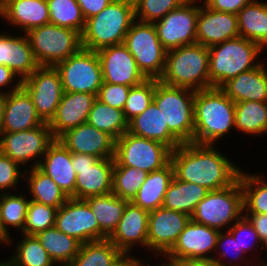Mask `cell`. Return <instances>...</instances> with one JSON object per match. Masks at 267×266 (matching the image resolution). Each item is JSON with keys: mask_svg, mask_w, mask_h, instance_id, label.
<instances>
[{"mask_svg": "<svg viewBox=\"0 0 267 266\" xmlns=\"http://www.w3.org/2000/svg\"><path fill=\"white\" fill-rule=\"evenodd\" d=\"M174 176L185 182H192L209 191L233 185L242 167L222 154L212 144L183 143L171 153Z\"/></svg>", "mask_w": 267, "mask_h": 266, "instance_id": "obj_1", "label": "cell"}, {"mask_svg": "<svg viewBox=\"0 0 267 266\" xmlns=\"http://www.w3.org/2000/svg\"><path fill=\"white\" fill-rule=\"evenodd\" d=\"M235 129V102L220 88L195 91L193 143L216 145Z\"/></svg>", "mask_w": 267, "mask_h": 266, "instance_id": "obj_2", "label": "cell"}, {"mask_svg": "<svg viewBox=\"0 0 267 266\" xmlns=\"http://www.w3.org/2000/svg\"><path fill=\"white\" fill-rule=\"evenodd\" d=\"M134 21L133 0H112L99 14L86 20L82 48L97 51L124 43Z\"/></svg>", "mask_w": 267, "mask_h": 266, "instance_id": "obj_3", "label": "cell"}, {"mask_svg": "<svg viewBox=\"0 0 267 266\" xmlns=\"http://www.w3.org/2000/svg\"><path fill=\"white\" fill-rule=\"evenodd\" d=\"M208 50L210 88H220L240 73L258 67L262 63L259 56L264 49L239 36L212 46Z\"/></svg>", "mask_w": 267, "mask_h": 266, "instance_id": "obj_4", "label": "cell"}, {"mask_svg": "<svg viewBox=\"0 0 267 266\" xmlns=\"http://www.w3.org/2000/svg\"><path fill=\"white\" fill-rule=\"evenodd\" d=\"M162 83L200 91L210 88L209 50L200 44L167 51Z\"/></svg>", "mask_w": 267, "mask_h": 266, "instance_id": "obj_5", "label": "cell"}, {"mask_svg": "<svg viewBox=\"0 0 267 266\" xmlns=\"http://www.w3.org/2000/svg\"><path fill=\"white\" fill-rule=\"evenodd\" d=\"M195 91L169 86L155 79L153 102L162 112L165 125L182 142H193Z\"/></svg>", "mask_w": 267, "mask_h": 266, "instance_id": "obj_6", "label": "cell"}, {"mask_svg": "<svg viewBox=\"0 0 267 266\" xmlns=\"http://www.w3.org/2000/svg\"><path fill=\"white\" fill-rule=\"evenodd\" d=\"M39 66H55L82 48L81 33L48 23L25 33Z\"/></svg>", "mask_w": 267, "mask_h": 266, "instance_id": "obj_7", "label": "cell"}, {"mask_svg": "<svg viewBox=\"0 0 267 266\" xmlns=\"http://www.w3.org/2000/svg\"><path fill=\"white\" fill-rule=\"evenodd\" d=\"M243 215V191L238 179L229 187L209 191L198 203L191 219L210 228L225 231Z\"/></svg>", "mask_w": 267, "mask_h": 266, "instance_id": "obj_8", "label": "cell"}, {"mask_svg": "<svg viewBox=\"0 0 267 266\" xmlns=\"http://www.w3.org/2000/svg\"><path fill=\"white\" fill-rule=\"evenodd\" d=\"M172 149L162 142L126 131L115 141L114 166L134 167L148 173L171 162Z\"/></svg>", "mask_w": 267, "mask_h": 266, "instance_id": "obj_9", "label": "cell"}, {"mask_svg": "<svg viewBox=\"0 0 267 266\" xmlns=\"http://www.w3.org/2000/svg\"><path fill=\"white\" fill-rule=\"evenodd\" d=\"M147 79L159 80L165 70L167 50L162 46L153 23L135 20L123 43Z\"/></svg>", "mask_w": 267, "mask_h": 266, "instance_id": "obj_10", "label": "cell"}, {"mask_svg": "<svg viewBox=\"0 0 267 266\" xmlns=\"http://www.w3.org/2000/svg\"><path fill=\"white\" fill-rule=\"evenodd\" d=\"M54 141L55 137L52 135L49 124L45 122L43 125L29 130L3 132L0 137V152L21 167L27 166L23 167L26 170L38 167L48 147Z\"/></svg>", "mask_w": 267, "mask_h": 266, "instance_id": "obj_11", "label": "cell"}, {"mask_svg": "<svg viewBox=\"0 0 267 266\" xmlns=\"http://www.w3.org/2000/svg\"><path fill=\"white\" fill-rule=\"evenodd\" d=\"M63 92L96 95L103 83L102 68L96 51L81 48L77 53L55 65Z\"/></svg>", "mask_w": 267, "mask_h": 266, "instance_id": "obj_12", "label": "cell"}, {"mask_svg": "<svg viewBox=\"0 0 267 266\" xmlns=\"http://www.w3.org/2000/svg\"><path fill=\"white\" fill-rule=\"evenodd\" d=\"M76 172L75 199L105 195L112 192L114 158H97L83 153H71Z\"/></svg>", "mask_w": 267, "mask_h": 266, "instance_id": "obj_13", "label": "cell"}, {"mask_svg": "<svg viewBox=\"0 0 267 266\" xmlns=\"http://www.w3.org/2000/svg\"><path fill=\"white\" fill-rule=\"evenodd\" d=\"M199 0H187L154 22L157 36L167 50L196 43Z\"/></svg>", "mask_w": 267, "mask_h": 266, "instance_id": "obj_14", "label": "cell"}, {"mask_svg": "<svg viewBox=\"0 0 267 266\" xmlns=\"http://www.w3.org/2000/svg\"><path fill=\"white\" fill-rule=\"evenodd\" d=\"M219 232L191 219L162 258L174 263L213 259Z\"/></svg>", "mask_w": 267, "mask_h": 266, "instance_id": "obj_15", "label": "cell"}, {"mask_svg": "<svg viewBox=\"0 0 267 266\" xmlns=\"http://www.w3.org/2000/svg\"><path fill=\"white\" fill-rule=\"evenodd\" d=\"M22 86L33 100L37 114L49 123L55 116L63 95L60 74L55 66H39L22 80Z\"/></svg>", "mask_w": 267, "mask_h": 266, "instance_id": "obj_16", "label": "cell"}, {"mask_svg": "<svg viewBox=\"0 0 267 266\" xmlns=\"http://www.w3.org/2000/svg\"><path fill=\"white\" fill-rule=\"evenodd\" d=\"M191 216L163 206L149 213L147 252L155 258L164 256L175 244ZM159 256V257H158Z\"/></svg>", "mask_w": 267, "mask_h": 266, "instance_id": "obj_17", "label": "cell"}, {"mask_svg": "<svg viewBox=\"0 0 267 266\" xmlns=\"http://www.w3.org/2000/svg\"><path fill=\"white\" fill-rule=\"evenodd\" d=\"M55 227L81 244L100 241L98 220L88 203L82 199L69 198L58 208Z\"/></svg>", "mask_w": 267, "mask_h": 266, "instance_id": "obj_18", "label": "cell"}, {"mask_svg": "<svg viewBox=\"0 0 267 266\" xmlns=\"http://www.w3.org/2000/svg\"><path fill=\"white\" fill-rule=\"evenodd\" d=\"M96 52L101 63L103 82L132 87L147 79L123 43L104 47Z\"/></svg>", "mask_w": 267, "mask_h": 266, "instance_id": "obj_19", "label": "cell"}, {"mask_svg": "<svg viewBox=\"0 0 267 266\" xmlns=\"http://www.w3.org/2000/svg\"><path fill=\"white\" fill-rule=\"evenodd\" d=\"M239 37L237 14L216 11L199 0L196 43L210 48Z\"/></svg>", "mask_w": 267, "mask_h": 266, "instance_id": "obj_20", "label": "cell"}, {"mask_svg": "<svg viewBox=\"0 0 267 266\" xmlns=\"http://www.w3.org/2000/svg\"><path fill=\"white\" fill-rule=\"evenodd\" d=\"M149 213L132 202H127L116 230L108 239L123 254H131L136 246L147 251Z\"/></svg>", "mask_w": 267, "mask_h": 266, "instance_id": "obj_21", "label": "cell"}, {"mask_svg": "<svg viewBox=\"0 0 267 266\" xmlns=\"http://www.w3.org/2000/svg\"><path fill=\"white\" fill-rule=\"evenodd\" d=\"M58 140L71 152L93 155L99 159L114 158L115 140L88 123L63 133Z\"/></svg>", "mask_w": 267, "mask_h": 266, "instance_id": "obj_22", "label": "cell"}, {"mask_svg": "<svg viewBox=\"0 0 267 266\" xmlns=\"http://www.w3.org/2000/svg\"><path fill=\"white\" fill-rule=\"evenodd\" d=\"M96 95L83 92H63L49 127L55 139L66 131L87 123Z\"/></svg>", "mask_w": 267, "mask_h": 266, "instance_id": "obj_23", "label": "cell"}, {"mask_svg": "<svg viewBox=\"0 0 267 266\" xmlns=\"http://www.w3.org/2000/svg\"><path fill=\"white\" fill-rule=\"evenodd\" d=\"M0 31V65L10 68L21 80L30 76L38 67L26 34Z\"/></svg>", "mask_w": 267, "mask_h": 266, "instance_id": "obj_24", "label": "cell"}, {"mask_svg": "<svg viewBox=\"0 0 267 266\" xmlns=\"http://www.w3.org/2000/svg\"><path fill=\"white\" fill-rule=\"evenodd\" d=\"M44 123L37 114L31 96L23 86L6 94L3 132L29 130Z\"/></svg>", "mask_w": 267, "mask_h": 266, "instance_id": "obj_25", "label": "cell"}, {"mask_svg": "<svg viewBox=\"0 0 267 266\" xmlns=\"http://www.w3.org/2000/svg\"><path fill=\"white\" fill-rule=\"evenodd\" d=\"M38 168L48 175L69 198H75L76 172L71 161V152L58 140L48 147Z\"/></svg>", "mask_w": 267, "mask_h": 266, "instance_id": "obj_26", "label": "cell"}, {"mask_svg": "<svg viewBox=\"0 0 267 266\" xmlns=\"http://www.w3.org/2000/svg\"><path fill=\"white\" fill-rule=\"evenodd\" d=\"M0 17L21 33L50 23L47 0H13L0 11Z\"/></svg>", "mask_w": 267, "mask_h": 266, "instance_id": "obj_27", "label": "cell"}, {"mask_svg": "<svg viewBox=\"0 0 267 266\" xmlns=\"http://www.w3.org/2000/svg\"><path fill=\"white\" fill-rule=\"evenodd\" d=\"M220 89L235 103L244 101L267 102V64L240 73L224 83Z\"/></svg>", "mask_w": 267, "mask_h": 266, "instance_id": "obj_28", "label": "cell"}, {"mask_svg": "<svg viewBox=\"0 0 267 266\" xmlns=\"http://www.w3.org/2000/svg\"><path fill=\"white\" fill-rule=\"evenodd\" d=\"M128 132L164 143L172 150L183 144L165 125L162 112L152 101L146 110L128 122Z\"/></svg>", "mask_w": 267, "mask_h": 266, "instance_id": "obj_29", "label": "cell"}, {"mask_svg": "<svg viewBox=\"0 0 267 266\" xmlns=\"http://www.w3.org/2000/svg\"><path fill=\"white\" fill-rule=\"evenodd\" d=\"M30 199L27 193L18 194V192L3 193L0 196V224H1V247L6 244V246H11L14 237H12V232L10 230L20 231V235L23 231L26 214ZM11 228V229H10Z\"/></svg>", "mask_w": 267, "mask_h": 266, "instance_id": "obj_30", "label": "cell"}, {"mask_svg": "<svg viewBox=\"0 0 267 266\" xmlns=\"http://www.w3.org/2000/svg\"><path fill=\"white\" fill-rule=\"evenodd\" d=\"M173 178L174 167L171 162L162 169L150 172L131 202L148 212L160 208Z\"/></svg>", "mask_w": 267, "mask_h": 266, "instance_id": "obj_31", "label": "cell"}, {"mask_svg": "<svg viewBox=\"0 0 267 266\" xmlns=\"http://www.w3.org/2000/svg\"><path fill=\"white\" fill-rule=\"evenodd\" d=\"M239 36L267 49V1L252 0L237 13ZM266 48V49H265Z\"/></svg>", "mask_w": 267, "mask_h": 266, "instance_id": "obj_32", "label": "cell"}, {"mask_svg": "<svg viewBox=\"0 0 267 266\" xmlns=\"http://www.w3.org/2000/svg\"><path fill=\"white\" fill-rule=\"evenodd\" d=\"M85 201L98 220L100 240L108 239L116 230L128 201L123 200L112 192L89 197Z\"/></svg>", "mask_w": 267, "mask_h": 266, "instance_id": "obj_33", "label": "cell"}, {"mask_svg": "<svg viewBox=\"0 0 267 266\" xmlns=\"http://www.w3.org/2000/svg\"><path fill=\"white\" fill-rule=\"evenodd\" d=\"M24 181L30 200L58 209L69 199L64 191L38 167L24 170Z\"/></svg>", "mask_w": 267, "mask_h": 266, "instance_id": "obj_34", "label": "cell"}, {"mask_svg": "<svg viewBox=\"0 0 267 266\" xmlns=\"http://www.w3.org/2000/svg\"><path fill=\"white\" fill-rule=\"evenodd\" d=\"M209 192L203 186L192 182L178 180L175 176L171 181L163 202V207L192 216L198 203Z\"/></svg>", "mask_w": 267, "mask_h": 266, "instance_id": "obj_35", "label": "cell"}, {"mask_svg": "<svg viewBox=\"0 0 267 266\" xmlns=\"http://www.w3.org/2000/svg\"><path fill=\"white\" fill-rule=\"evenodd\" d=\"M57 266H67L78 254L81 243L55 226L35 235Z\"/></svg>", "mask_w": 267, "mask_h": 266, "instance_id": "obj_36", "label": "cell"}, {"mask_svg": "<svg viewBox=\"0 0 267 266\" xmlns=\"http://www.w3.org/2000/svg\"><path fill=\"white\" fill-rule=\"evenodd\" d=\"M235 129L247 136H264L267 133V102L235 103Z\"/></svg>", "mask_w": 267, "mask_h": 266, "instance_id": "obj_37", "label": "cell"}, {"mask_svg": "<svg viewBox=\"0 0 267 266\" xmlns=\"http://www.w3.org/2000/svg\"><path fill=\"white\" fill-rule=\"evenodd\" d=\"M122 255L109 239L87 242L67 266H112Z\"/></svg>", "mask_w": 267, "mask_h": 266, "instance_id": "obj_38", "label": "cell"}, {"mask_svg": "<svg viewBox=\"0 0 267 266\" xmlns=\"http://www.w3.org/2000/svg\"><path fill=\"white\" fill-rule=\"evenodd\" d=\"M87 123L108 133L115 141L128 131L123 110L113 108L96 99L89 112Z\"/></svg>", "mask_w": 267, "mask_h": 266, "instance_id": "obj_39", "label": "cell"}, {"mask_svg": "<svg viewBox=\"0 0 267 266\" xmlns=\"http://www.w3.org/2000/svg\"><path fill=\"white\" fill-rule=\"evenodd\" d=\"M247 172L242 169L239 175L244 213L267 214V177L262 173Z\"/></svg>", "mask_w": 267, "mask_h": 266, "instance_id": "obj_40", "label": "cell"}, {"mask_svg": "<svg viewBox=\"0 0 267 266\" xmlns=\"http://www.w3.org/2000/svg\"><path fill=\"white\" fill-rule=\"evenodd\" d=\"M6 261L12 266H57L35 235H21Z\"/></svg>", "mask_w": 267, "mask_h": 266, "instance_id": "obj_41", "label": "cell"}, {"mask_svg": "<svg viewBox=\"0 0 267 266\" xmlns=\"http://www.w3.org/2000/svg\"><path fill=\"white\" fill-rule=\"evenodd\" d=\"M50 23L83 33L86 20L76 0H47Z\"/></svg>", "mask_w": 267, "mask_h": 266, "instance_id": "obj_42", "label": "cell"}, {"mask_svg": "<svg viewBox=\"0 0 267 266\" xmlns=\"http://www.w3.org/2000/svg\"><path fill=\"white\" fill-rule=\"evenodd\" d=\"M148 174L147 171L134 167L114 166L112 193L131 202Z\"/></svg>", "mask_w": 267, "mask_h": 266, "instance_id": "obj_43", "label": "cell"}, {"mask_svg": "<svg viewBox=\"0 0 267 266\" xmlns=\"http://www.w3.org/2000/svg\"><path fill=\"white\" fill-rule=\"evenodd\" d=\"M215 253L213 260L219 262L222 266H258L256 261L250 259V256L247 257L248 255L240 248L237 239L228 230L219 232Z\"/></svg>", "mask_w": 267, "mask_h": 266, "instance_id": "obj_44", "label": "cell"}, {"mask_svg": "<svg viewBox=\"0 0 267 266\" xmlns=\"http://www.w3.org/2000/svg\"><path fill=\"white\" fill-rule=\"evenodd\" d=\"M56 208L30 200L26 221L21 234L36 235L55 226Z\"/></svg>", "mask_w": 267, "mask_h": 266, "instance_id": "obj_45", "label": "cell"}, {"mask_svg": "<svg viewBox=\"0 0 267 266\" xmlns=\"http://www.w3.org/2000/svg\"><path fill=\"white\" fill-rule=\"evenodd\" d=\"M154 93L155 79H146L141 84L131 87L123 108L124 116L128 122L148 108L153 101Z\"/></svg>", "mask_w": 267, "mask_h": 266, "instance_id": "obj_46", "label": "cell"}, {"mask_svg": "<svg viewBox=\"0 0 267 266\" xmlns=\"http://www.w3.org/2000/svg\"><path fill=\"white\" fill-rule=\"evenodd\" d=\"M187 0H133L135 20L154 23Z\"/></svg>", "mask_w": 267, "mask_h": 266, "instance_id": "obj_47", "label": "cell"}, {"mask_svg": "<svg viewBox=\"0 0 267 266\" xmlns=\"http://www.w3.org/2000/svg\"><path fill=\"white\" fill-rule=\"evenodd\" d=\"M228 231L233 235L243 251L248 254L251 252V256L253 257V261L256 260L255 255L259 252L265 250L263 249L265 246L260 241L259 235L256 232L253 225L250 221L243 215L239 220H237ZM259 248V249H258ZM254 249H256V253L254 254ZM262 250V251H261Z\"/></svg>", "mask_w": 267, "mask_h": 266, "instance_id": "obj_48", "label": "cell"}, {"mask_svg": "<svg viewBox=\"0 0 267 266\" xmlns=\"http://www.w3.org/2000/svg\"><path fill=\"white\" fill-rule=\"evenodd\" d=\"M23 168L10 157L0 152V193L14 192L20 185V178L24 179ZM17 185L19 187H17ZM13 190V191H12Z\"/></svg>", "mask_w": 267, "mask_h": 266, "instance_id": "obj_49", "label": "cell"}, {"mask_svg": "<svg viewBox=\"0 0 267 266\" xmlns=\"http://www.w3.org/2000/svg\"><path fill=\"white\" fill-rule=\"evenodd\" d=\"M131 86L103 82L96 99L113 108L123 110Z\"/></svg>", "mask_w": 267, "mask_h": 266, "instance_id": "obj_50", "label": "cell"}, {"mask_svg": "<svg viewBox=\"0 0 267 266\" xmlns=\"http://www.w3.org/2000/svg\"><path fill=\"white\" fill-rule=\"evenodd\" d=\"M209 8L237 14L244 6L252 0H202Z\"/></svg>", "mask_w": 267, "mask_h": 266, "instance_id": "obj_51", "label": "cell"}, {"mask_svg": "<svg viewBox=\"0 0 267 266\" xmlns=\"http://www.w3.org/2000/svg\"><path fill=\"white\" fill-rule=\"evenodd\" d=\"M21 86L22 80L18 75L7 66L0 65V93L8 94L9 92L17 90Z\"/></svg>", "mask_w": 267, "mask_h": 266, "instance_id": "obj_52", "label": "cell"}, {"mask_svg": "<svg viewBox=\"0 0 267 266\" xmlns=\"http://www.w3.org/2000/svg\"><path fill=\"white\" fill-rule=\"evenodd\" d=\"M259 235L260 241L267 244V214L265 213H244Z\"/></svg>", "mask_w": 267, "mask_h": 266, "instance_id": "obj_53", "label": "cell"}, {"mask_svg": "<svg viewBox=\"0 0 267 266\" xmlns=\"http://www.w3.org/2000/svg\"><path fill=\"white\" fill-rule=\"evenodd\" d=\"M85 20L99 14L112 0H76Z\"/></svg>", "mask_w": 267, "mask_h": 266, "instance_id": "obj_54", "label": "cell"}, {"mask_svg": "<svg viewBox=\"0 0 267 266\" xmlns=\"http://www.w3.org/2000/svg\"><path fill=\"white\" fill-rule=\"evenodd\" d=\"M140 260L132 254H123L112 266H135Z\"/></svg>", "mask_w": 267, "mask_h": 266, "instance_id": "obj_55", "label": "cell"}, {"mask_svg": "<svg viewBox=\"0 0 267 266\" xmlns=\"http://www.w3.org/2000/svg\"><path fill=\"white\" fill-rule=\"evenodd\" d=\"M183 266H222L213 259L183 262Z\"/></svg>", "mask_w": 267, "mask_h": 266, "instance_id": "obj_56", "label": "cell"}, {"mask_svg": "<svg viewBox=\"0 0 267 266\" xmlns=\"http://www.w3.org/2000/svg\"><path fill=\"white\" fill-rule=\"evenodd\" d=\"M6 102V94L0 93V137L3 133V115H4V108Z\"/></svg>", "mask_w": 267, "mask_h": 266, "instance_id": "obj_57", "label": "cell"}, {"mask_svg": "<svg viewBox=\"0 0 267 266\" xmlns=\"http://www.w3.org/2000/svg\"><path fill=\"white\" fill-rule=\"evenodd\" d=\"M163 259V262H161ZM146 260H145V266H154L152 263H147L146 264ZM159 263V265H158ZM155 266H183V263H174V262H171V261H168L164 258H161L160 262H157Z\"/></svg>", "mask_w": 267, "mask_h": 266, "instance_id": "obj_58", "label": "cell"}, {"mask_svg": "<svg viewBox=\"0 0 267 266\" xmlns=\"http://www.w3.org/2000/svg\"><path fill=\"white\" fill-rule=\"evenodd\" d=\"M13 0H0V11Z\"/></svg>", "mask_w": 267, "mask_h": 266, "instance_id": "obj_59", "label": "cell"}, {"mask_svg": "<svg viewBox=\"0 0 267 266\" xmlns=\"http://www.w3.org/2000/svg\"><path fill=\"white\" fill-rule=\"evenodd\" d=\"M265 250L267 251V244L265 245ZM260 259H261V261H260ZM260 259H258V260H256L257 262H260V263H258V266H267V260L264 262V260L265 259H263V257L262 258H260ZM262 261H263V263H262ZM262 263V264H261Z\"/></svg>", "mask_w": 267, "mask_h": 266, "instance_id": "obj_60", "label": "cell"}, {"mask_svg": "<svg viewBox=\"0 0 267 266\" xmlns=\"http://www.w3.org/2000/svg\"><path fill=\"white\" fill-rule=\"evenodd\" d=\"M0 266H12V265L8 263L6 260H0Z\"/></svg>", "mask_w": 267, "mask_h": 266, "instance_id": "obj_61", "label": "cell"}, {"mask_svg": "<svg viewBox=\"0 0 267 266\" xmlns=\"http://www.w3.org/2000/svg\"><path fill=\"white\" fill-rule=\"evenodd\" d=\"M135 266H145V261L141 259Z\"/></svg>", "mask_w": 267, "mask_h": 266, "instance_id": "obj_62", "label": "cell"}, {"mask_svg": "<svg viewBox=\"0 0 267 266\" xmlns=\"http://www.w3.org/2000/svg\"><path fill=\"white\" fill-rule=\"evenodd\" d=\"M1 196V193H0ZM0 245H1V224H0Z\"/></svg>", "mask_w": 267, "mask_h": 266, "instance_id": "obj_63", "label": "cell"}]
</instances>
